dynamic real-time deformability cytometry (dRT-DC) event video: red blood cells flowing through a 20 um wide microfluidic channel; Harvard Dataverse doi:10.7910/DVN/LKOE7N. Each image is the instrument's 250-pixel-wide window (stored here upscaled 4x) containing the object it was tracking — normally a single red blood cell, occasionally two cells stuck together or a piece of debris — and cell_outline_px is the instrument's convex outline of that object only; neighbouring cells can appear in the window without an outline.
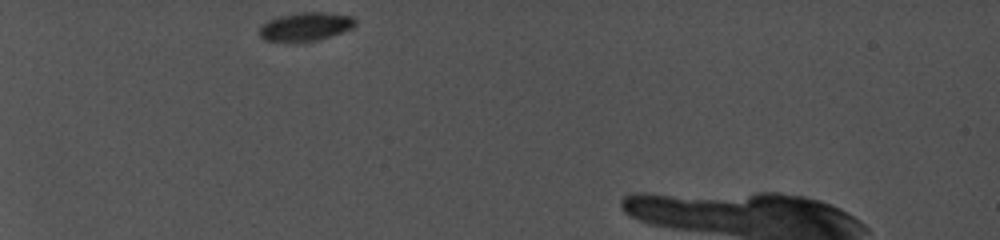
{"species": "common noctule bat (a hibernating species)", "species_latin": "Nyctalus noctula", "temperature_condition": "cold", "stored_images_in_passage": 23, "camera_frame_rate_fps": 5000, "um_per_image_px": 0.085, "animal": {"sex": "female", "body_mass_g": 19.0, "forearm_length_mm": 56.7}, "frame": {"image": 1, "passage_image": 1, "time_ms": 0.0, "image_size_px": [1000, 240], "cell_outline_px": [[356, 24], [352, 28], [344, 32], [320, 40], [264, 40], [260, 36], [260, 28], [268, 20], [280, 16], [300, 12], [324, 12], [352, 16], [356, 20]], "centroid_in_image_um": [26.04, 2.24], "position_along_channel_um": 59.0, "area_um2": 15.61}}
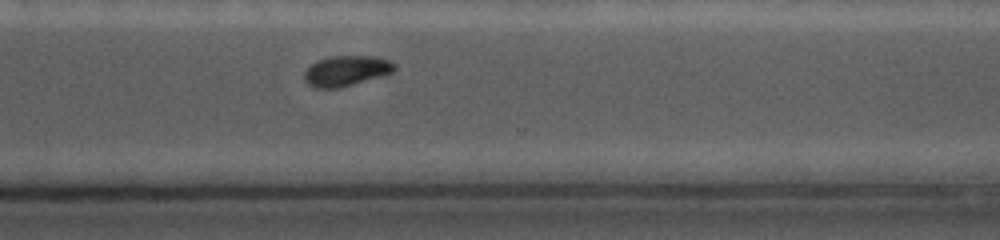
{"frame": {"image": 2, "passage_image": 16, "time_ms": 8.4, "image_size_px": [1000, 240], "cell_outline_px": [[396, 68], [392, 72], [380, 76], [336, 88], [316, 88], [308, 84], [304, 80], [304, 72], [316, 60], [332, 56], [372, 56], [388, 60], [396, 64]], "centroid_in_image_um": [29.4, 6.01], "position_along_channel_um": 341.2, "area_um2": 15.66}}
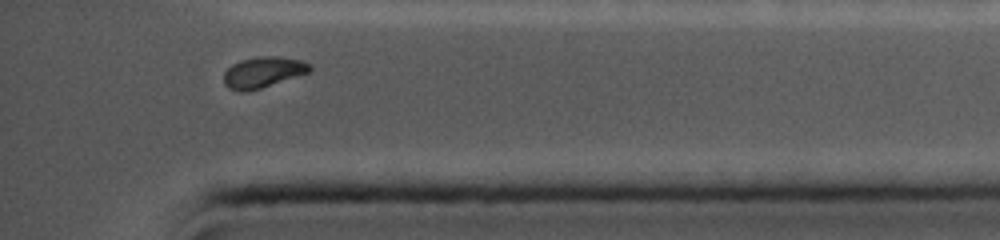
{"frame": {"image": 3, "passage_image": 21, "time_ms": 10.2, "image_size_px": [1000, 240], "cell_outline_px": [[312, 68], [308, 72], [260, 88], [244, 92], [240, 92], [228, 88], [224, 84], [224, 72], [232, 64], [240, 60], [264, 56], [276, 56], [300, 60], [308, 64]], "centroid_in_image_um": [22.3, 6.14], "position_along_channel_um": 412.9, "area_um2": 15.14}, "authors_computed_cell_mechanics": {"area_um2": 16.2418, "velocity_mm_per_s": 3.8983, "shape_relaxation_time_tau1_ms": null, "shape_relaxation_time_tau2_ms": 2.1465, "deformation_change_tau1": null, "deformation_change_tau2": 0.0378}}